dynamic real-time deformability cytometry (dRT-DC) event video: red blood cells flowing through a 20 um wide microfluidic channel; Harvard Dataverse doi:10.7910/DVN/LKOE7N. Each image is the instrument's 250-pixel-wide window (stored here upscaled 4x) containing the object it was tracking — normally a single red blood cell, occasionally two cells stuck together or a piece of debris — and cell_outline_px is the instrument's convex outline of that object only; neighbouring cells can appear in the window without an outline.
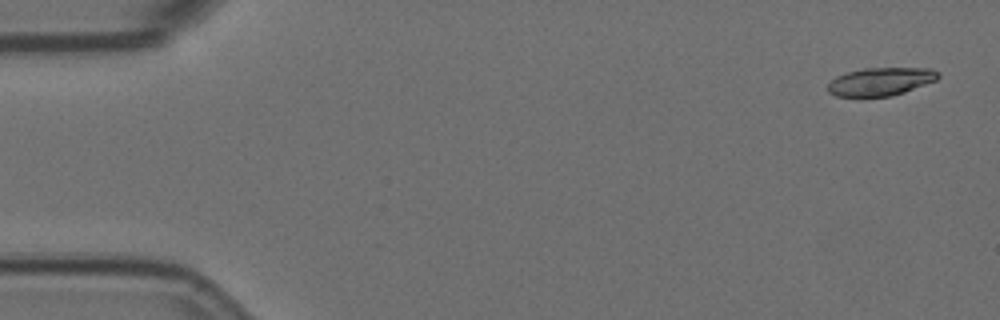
{"species": "Egyptian fruit bat (a non-hibernating species)", "species_latin": "Rousettus aegyptiacus", "temperature_condition": "room temperature", "stored_images_in_passage": 4, "camera_frame_rate_fps": 3000, "um_per_image_px": 0.085, "animal": {"sex": "female"}, "frame": {"image": 1, "passage_image": 1, "time_ms": 0.0, "image_size_px": [1000, 320], "cell_outline_px": [[940, 76], [936, 80], [904, 92], [892, 96], [836, 96], [828, 92], [828, 84], [836, 76], [848, 72], [864, 68], [932, 68], [940, 72]], "centroid_in_image_um": [74.88, 6.92], "position_along_channel_um": 10.1, "area_um2": 17.98}}
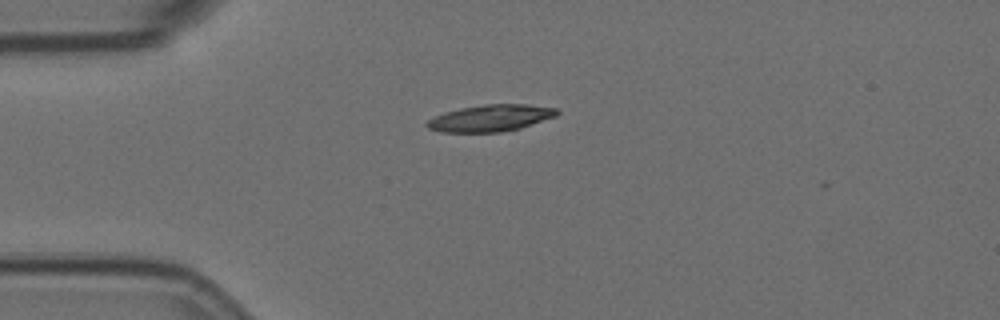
{"frame": {"image": 2, "passage_image": 4, "time_ms": 1.0, "image_size_px": [1000, 320], "cell_outline_px": [[560, 112], [556, 116], [520, 128], [500, 132], [440, 132], [428, 128], [424, 124], [428, 120], [444, 112], [460, 108], [484, 104], [528, 104], [556, 108]], "centroid_in_image_um": [41.69, 10.03], "position_along_channel_um": 43.3, "area_um2": 20.23}}